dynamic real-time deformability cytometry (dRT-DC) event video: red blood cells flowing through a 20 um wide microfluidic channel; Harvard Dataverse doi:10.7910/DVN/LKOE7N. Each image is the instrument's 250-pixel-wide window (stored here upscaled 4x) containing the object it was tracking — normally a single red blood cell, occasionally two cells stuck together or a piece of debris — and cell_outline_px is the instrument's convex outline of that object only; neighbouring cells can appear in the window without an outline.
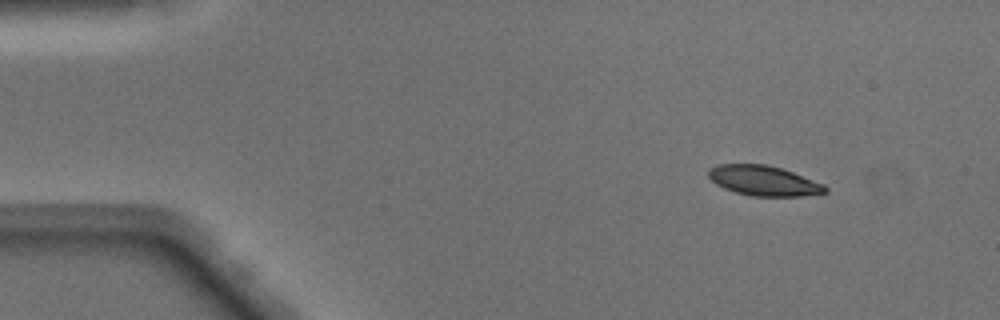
{"species": "Egyptian fruit bat (a non-hibernating species)", "species_latin": "Rousettus aegyptiacus", "temperature_condition": "warm", "stored_images_in_passage": 44, "camera_frame_rate_fps": 3000, "um_per_image_px": 0.085, "animal": {"sex": "male"}, "frame": {"image": 1, "passage_image": 1, "time_ms": 0.0, "image_size_px": [1000, 320], "cell_outline_px": [[828, 192], [800, 196], [752, 196], [736, 192], [724, 188], [716, 184], [708, 176], [708, 168], [716, 164], [768, 164], [792, 172], [824, 184], [828, 188]], "centroid_in_image_um": [64.89, 15.35], "position_along_channel_um": 20.1, "area_um2": 20.4}}
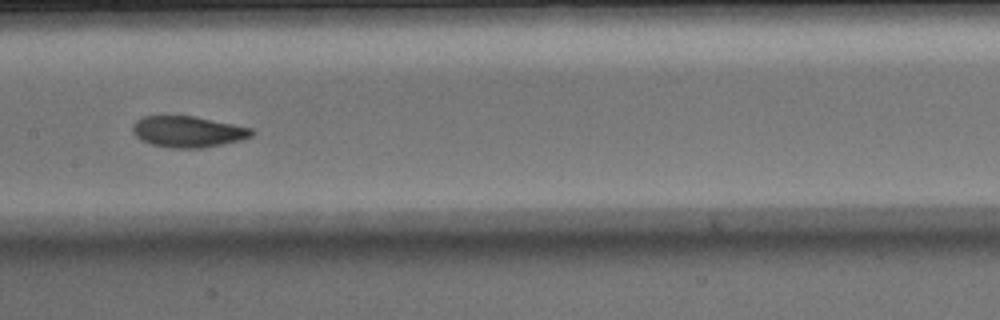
{"frame": {"image": 2, "passage_image": 20, "time_ms": 6.333, "image_size_px": [1000, 320], "cell_outline_px": [[256, 132], [252, 136], [240, 140], [204, 148], [172, 148], [152, 144], [136, 136], [132, 132], [132, 124], [136, 120], [144, 116], [196, 116], [252, 128]], "centroid_in_image_um": [15.99, 11.18], "position_along_channel_um": 191.4, "area_um2": 21.62}}
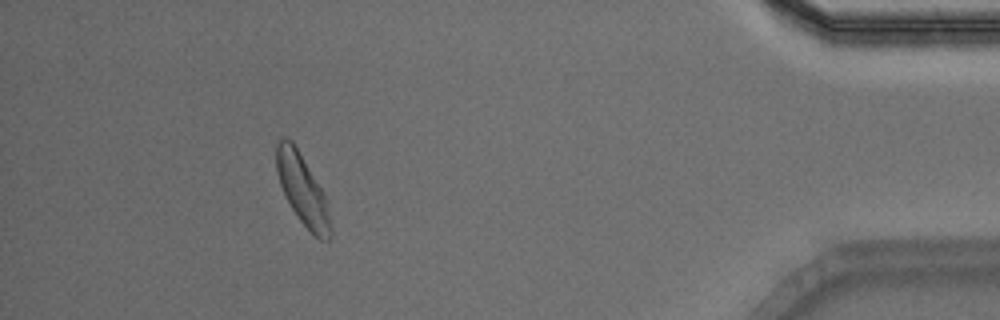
{"frame": {"image": 3, "passage_image": 40, "time_ms": 13.0, "image_size_px": [1000, 320], "cell_outline_px": [[332, 236], [328, 240], [320, 240], [300, 220], [292, 208], [280, 184], [276, 172], [276, 144], [280, 136], [288, 136], [292, 140], [324, 192], [332, 228]], "centroid_in_image_um": [25.7, 16.07], "position_along_channel_um": 409.5, "area_um2": 22.08}, "authors_computed_cell_mechanics": {"area_um2": 21.8484, "velocity_mm_per_s": 4.1021, "shape_relaxation_time_tau1_ms": 2.7405, "shape_relaxation_time_tau2_ms": 1.678, "deformation_change_tau1": 0.1267, "deformation_change_tau2": 0.0668}}